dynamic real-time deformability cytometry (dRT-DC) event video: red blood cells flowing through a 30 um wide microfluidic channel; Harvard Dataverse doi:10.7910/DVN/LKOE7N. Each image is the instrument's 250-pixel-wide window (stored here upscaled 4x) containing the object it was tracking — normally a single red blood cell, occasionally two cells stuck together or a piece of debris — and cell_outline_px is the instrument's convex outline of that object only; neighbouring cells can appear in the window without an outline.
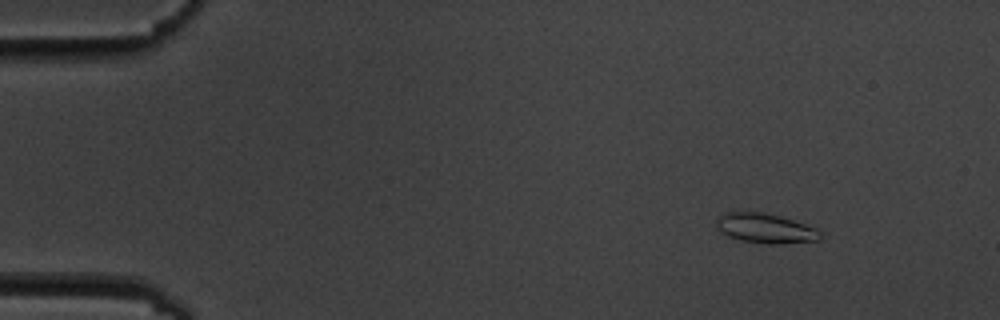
{"species": "common noctule bat (a hibernating species)", "species_latin": "Nyctalus noctula", "temperature_condition": "cold", "stored_images_in_passage": 5, "camera_frame_rate_fps": 3000, "um_per_image_px": 0.085, "animal": {"sex": "male", "body_mass_g": 19.5, "forearm_length_mm": 54.6}, "frame": {"image": 1, "passage_image": 1, "time_ms": 0.0, "image_size_px": [1000, 320], "cell_outline_px": [[824, 236], [820, 240], [776, 244], [764, 244], [740, 240], [728, 236], [716, 224], [716, 220], [724, 212], [764, 212], [780, 216], [816, 228]], "centroid_in_image_um": [65.09, 19.41], "position_along_channel_um": 19.9, "area_um2": 17.86}}